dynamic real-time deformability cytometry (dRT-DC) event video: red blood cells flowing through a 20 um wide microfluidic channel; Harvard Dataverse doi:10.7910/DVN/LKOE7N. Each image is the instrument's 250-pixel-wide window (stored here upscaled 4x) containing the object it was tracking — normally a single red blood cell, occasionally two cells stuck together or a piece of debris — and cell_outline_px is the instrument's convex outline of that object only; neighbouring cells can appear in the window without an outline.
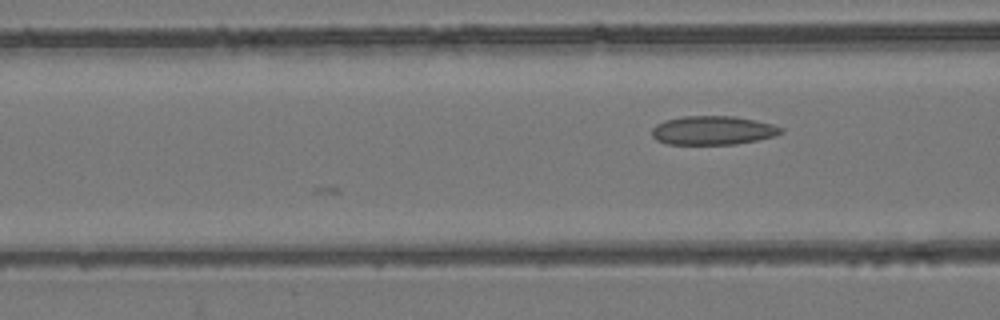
{"species": "common noctule bat (a hibernating species)", "species_latin": "Nyctalus noctula", "temperature_condition": "room temperature", "stored_images_in_passage": 5, "camera_frame_rate_fps": 3000, "um_per_image_px": 0.085, "animal": {"sex": "female", "body_mass_g": 24.6, "forearm_length_mm": 56.2}, "frame": {"image": 1, "passage_image": 5, "time_ms": 1.333, "image_size_px": [1000, 320], "cell_outline_px": [[784, 132], [776, 136], [736, 144], [668, 144], [656, 140], [652, 136], [652, 128], [656, 124], [664, 120], [684, 116], [732, 116], [756, 120], [772, 124], [784, 128]], "centroid_in_image_um": [60.6, 11.08], "position_along_channel_um": 106.0, "area_um2": 21.79}}